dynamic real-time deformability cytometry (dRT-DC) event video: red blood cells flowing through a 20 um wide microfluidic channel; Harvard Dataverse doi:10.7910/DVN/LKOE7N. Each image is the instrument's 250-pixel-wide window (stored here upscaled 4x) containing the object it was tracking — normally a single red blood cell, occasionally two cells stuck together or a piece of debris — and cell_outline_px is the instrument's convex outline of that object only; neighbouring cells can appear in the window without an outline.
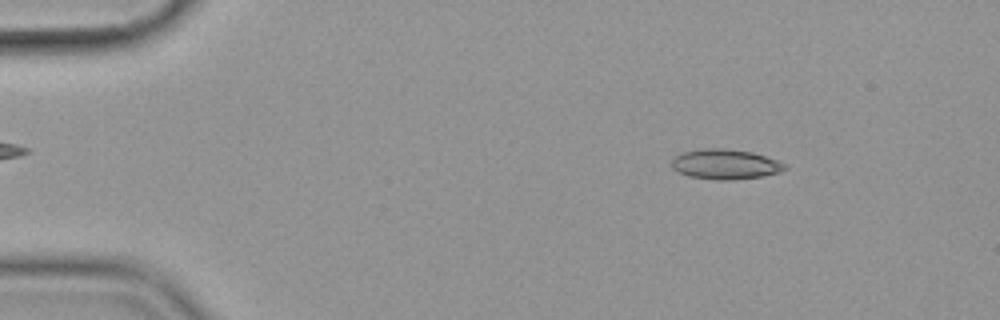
{"species": "common noctule bat (a hibernating species)", "species_latin": "Nyctalus noctula", "temperature_condition": "cold", "stored_images_in_passage": 55, "camera_frame_rate_fps": 3000, "um_per_image_px": 0.085, "animal": {"sex": "female", "body_mass_g": 19.9}, "frame": {"image": 1, "passage_image": 7, "time_ms": 2.0, "image_size_px": [1000, 320], "cell_outline_px": [[788, 168], [780, 172], [760, 176], [732, 180], [716, 180], [688, 176], [672, 168], [672, 156], [684, 152], [704, 148], [724, 148], [752, 152], [788, 164]], "centroid_in_image_um": [61.65, 13.96], "position_along_channel_um": 23.4, "area_um2": 19.83}}
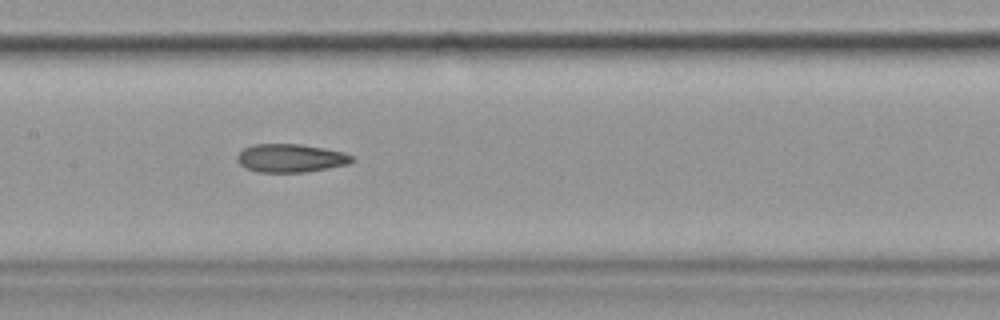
{"frame": {"image": 2, "passage_image": 27, "time_ms": 8.667, "image_size_px": [1000, 320], "cell_outline_px": [[356, 160], [348, 164], [304, 172], [256, 172], [244, 168], [236, 160], [236, 156], [244, 148], [252, 144], [300, 144], [324, 148], [344, 152], [356, 156]], "centroid_in_image_um": [24.71, 13.44], "position_along_channel_um": 182.7, "area_um2": 19.13}}
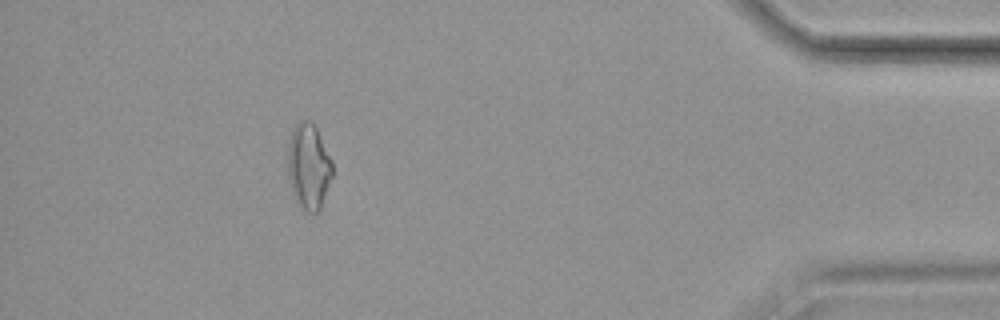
{"frame": {"image": 3, "passage_image": 50, "time_ms": 16.333, "image_size_px": [1000, 320], "cell_outline_px": [[332, 176], [320, 208], [316, 212], [308, 212], [296, 204], [292, 196], [288, 180], [288, 140], [296, 124], [300, 120], [312, 120], [332, 160]], "centroid_in_image_um": [26.2, 14.15], "position_along_channel_um": 409.0, "area_um2": 22.43}, "authors_computed_cell_mechanics": {"area_um2": 19.5942, "velocity_mm_per_s": 3.5885, "shape_relaxation_time_tau1_ms": 10.4672, "shape_relaxation_time_tau2_ms": 3.3773, "deformation_change_tau1": 0.2335, "deformation_change_tau2": 0.1228}}